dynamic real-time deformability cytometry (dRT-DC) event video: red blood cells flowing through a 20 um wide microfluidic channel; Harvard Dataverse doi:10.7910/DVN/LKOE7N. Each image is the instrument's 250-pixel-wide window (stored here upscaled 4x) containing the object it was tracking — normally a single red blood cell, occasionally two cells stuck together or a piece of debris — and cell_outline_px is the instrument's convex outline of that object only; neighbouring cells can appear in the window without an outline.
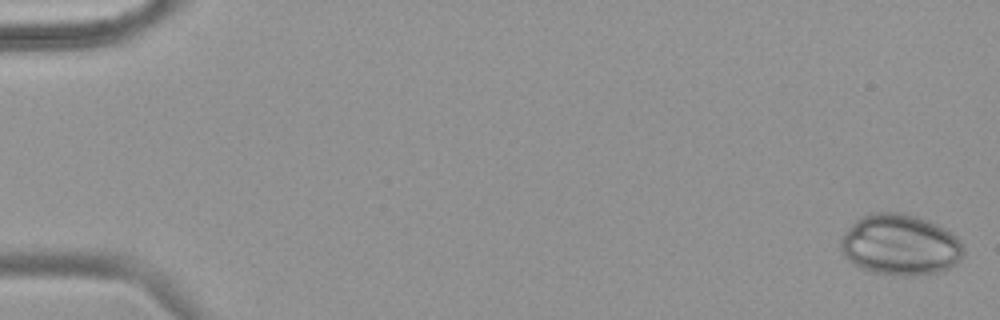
{"species": "common noctule bat (a hibernating species)", "species_latin": "Nyctalus noctula", "temperature_condition": "warm", "stored_images_in_passage": 42, "camera_frame_rate_fps": 3000, "um_per_image_px": 0.085, "animal": {"sex": "female", "body_mass_g": 18.4}, "frame": {"image": 1, "passage_image": 1, "time_ms": 0.0, "image_size_px": [1000, 320], "cell_outline_px": [[964, 252], [960, 260], [956, 264], [940, 272], [872, 272], [856, 264], [844, 256], [840, 248], [840, 236], [860, 216], [868, 212], [900, 212], [916, 216], [936, 224], [952, 232], [964, 244]], "centroid_in_image_um": [76.51, 20.73], "position_along_channel_um": 8.5, "area_um2": 42.83}}